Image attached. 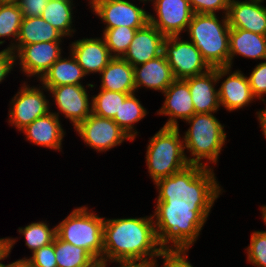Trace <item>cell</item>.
<instances>
[{"mask_svg": "<svg viewBox=\"0 0 266 267\" xmlns=\"http://www.w3.org/2000/svg\"><path fill=\"white\" fill-rule=\"evenodd\" d=\"M64 36L41 16L23 17L14 54L23 46L39 42L62 41Z\"/></svg>", "mask_w": 266, "mask_h": 267, "instance_id": "cell-25", "label": "cell"}, {"mask_svg": "<svg viewBox=\"0 0 266 267\" xmlns=\"http://www.w3.org/2000/svg\"><path fill=\"white\" fill-rule=\"evenodd\" d=\"M147 114L146 109L136 98L135 93L129 95L119 109V116H115V123L131 138L133 141L137 135V130H134V123L139 122Z\"/></svg>", "mask_w": 266, "mask_h": 267, "instance_id": "cell-29", "label": "cell"}, {"mask_svg": "<svg viewBox=\"0 0 266 267\" xmlns=\"http://www.w3.org/2000/svg\"><path fill=\"white\" fill-rule=\"evenodd\" d=\"M163 53L175 79H187L212 69L203 59L199 49L179 36H167L163 41Z\"/></svg>", "mask_w": 266, "mask_h": 267, "instance_id": "cell-8", "label": "cell"}, {"mask_svg": "<svg viewBox=\"0 0 266 267\" xmlns=\"http://www.w3.org/2000/svg\"><path fill=\"white\" fill-rule=\"evenodd\" d=\"M93 12L104 21V29H141L149 23V14L128 0H99Z\"/></svg>", "mask_w": 266, "mask_h": 267, "instance_id": "cell-12", "label": "cell"}, {"mask_svg": "<svg viewBox=\"0 0 266 267\" xmlns=\"http://www.w3.org/2000/svg\"><path fill=\"white\" fill-rule=\"evenodd\" d=\"M7 239H8V250L0 257V267H8L10 265V264H7V265L3 264L1 260L6 259L9 256L13 245L17 241L16 239L9 238V237Z\"/></svg>", "mask_w": 266, "mask_h": 267, "instance_id": "cell-42", "label": "cell"}, {"mask_svg": "<svg viewBox=\"0 0 266 267\" xmlns=\"http://www.w3.org/2000/svg\"><path fill=\"white\" fill-rule=\"evenodd\" d=\"M137 30L124 26L103 30L102 37L112 57H124Z\"/></svg>", "mask_w": 266, "mask_h": 267, "instance_id": "cell-33", "label": "cell"}, {"mask_svg": "<svg viewBox=\"0 0 266 267\" xmlns=\"http://www.w3.org/2000/svg\"><path fill=\"white\" fill-rule=\"evenodd\" d=\"M107 265H104L102 263H98L95 267H106Z\"/></svg>", "mask_w": 266, "mask_h": 267, "instance_id": "cell-49", "label": "cell"}, {"mask_svg": "<svg viewBox=\"0 0 266 267\" xmlns=\"http://www.w3.org/2000/svg\"><path fill=\"white\" fill-rule=\"evenodd\" d=\"M139 1H142V2L144 1V3H145V1H146V2H147V1H149V2L151 1V2H152V1H154V0H139Z\"/></svg>", "mask_w": 266, "mask_h": 267, "instance_id": "cell-51", "label": "cell"}, {"mask_svg": "<svg viewBox=\"0 0 266 267\" xmlns=\"http://www.w3.org/2000/svg\"><path fill=\"white\" fill-rule=\"evenodd\" d=\"M252 1H256V2H259V3H263L264 0H252Z\"/></svg>", "mask_w": 266, "mask_h": 267, "instance_id": "cell-50", "label": "cell"}, {"mask_svg": "<svg viewBox=\"0 0 266 267\" xmlns=\"http://www.w3.org/2000/svg\"><path fill=\"white\" fill-rule=\"evenodd\" d=\"M133 69L136 90L145 86L147 89L158 90L163 93L175 80L164 53L145 64L133 67Z\"/></svg>", "mask_w": 266, "mask_h": 267, "instance_id": "cell-22", "label": "cell"}, {"mask_svg": "<svg viewBox=\"0 0 266 267\" xmlns=\"http://www.w3.org/2000/svg\"><path fill=\"white\" fill-rule=\"evenodd\" d=\"M46 222L31 223L25 228L21 227L18 229L19 234L21 233L25 237V244L34 253L43 246L49 245L54 242L56 237V226L49 228Z\"/></svg>", "mask_w": 266, "mask_h": 267, "instance_id": "cell-31", "label": "cell"}, {"mask_svg": "<svg viewBox=\"0 0 266 267\" xmlns=\"http://www.w3.org/2000/svg\"><path fill=\"white\" fill-rule=\"evenodd\" d=\"M155 185L159 189L156 206L191 210H211L222 190L211 167L192 164Z\"/></svg>", "mask_w": 266, "mask_h": 267, "instance_id": "cell-2", "label": "cell"}, {"mask_svg": "<svg viewBox=\"0 0 266 267\" xmlns=\"http://www.w3.org/2000/svg\"><path fill=\"white\" fill-rule=\"evenodd\" d=\"M225 75L226 67H216L204 74L184 79L189 86L195 113H214L219 110L218 90L214 85Z\"/></svg>", "mask_w": 266, "mask_h": 267, "instance_id": "cell-14", "label": "cell"}, {"mask_svg": "<svg viewBox=\"0 0 266 267\" xmlns=\"http://www.w3.org/2000/svg\"><path fill=\"white\" fill-rule=\"evenodd\" d=\"M55 257L53 242L36 250L29 259L24 257L19 261H25L29 267H57Z\"/></svg>", "mask_w": 266, "mask_h": 267, "instance_id": "cell-35", "label": "cell"}, {"mask_svg": "<svg viewBox=\"0 0 266 267\" xmlns=\"http://www.w3.org/2000/svg\"><path fill=\"white\" fill-rule=\"evenodd\" d=\"M74 129L83 138L86 146L104 152L131 138L115 123L113 119L91 113Z\"/></svg>", "mask_w": 266, "mask_h": 267, "instance_id": "cell-9", "label": "cell"}, {"mask_svg": "<svg viewBox=\"0 0 266 267\" xmlns=\"http://www.w3.org/2000/svg\"><path fill=\"white\" fill-rule=\"evenodd\" d=\"M257 115V118L260 122V127L262 128L261 130L266 137V109L257 112Z\"/></svg>", "mask_w": 266, "mask_h": 267, "instance_id": "cell-43", "label": "cell"}, {"mask_svg": "<svg viewBox=\"0 0 266 267\" xmlns=\"http://www.w3.org/2000/svg\"><path fill=\"white\" fill-rule=\"evenodd\" d=\"M166 37L148 23L138 29L130 43L124 59L133 67L145 64L163 53V41Z\"/></svg>", "mask_w": 266, "mask_h": 267, "instance_id": "cell-18", "label": "cell"}, {"mask_svg": "<svg viewBox=\"0 0 266 267\" xmlns=\"http://www.w3.org/2000/svg\"><path fill=\"white\" fill-rule=\"evenodd\" d=\"M8 267H29V266L27 265V263L25 261L16 260V261L10 263V265Z\"/></svg>", "mask_w": 266, "mask_h": 267, "instance_id": "cell-45", "label": "cell"}, {"mask_svg": "<svg viewBox=\"0 0 266 267\" xmlns=\"http://www.w3.org/2000/svg\"><path fill=\"white\" fill-rule=\"evenodd\" d=\"M70 58L57 59L50 69L40 79L44 87H57L63 85H82L80 80L86 76L76 58L70 53Z\"/></svg>", "mask_w": 266, "mask_h": 267, "instance_id": "cell-26", "label": "cell"}, {"mask_svg": "<svg viewBox=\"0 0 266 267\" xmlns=\"http://www.w3.org/2000/svg\"><path fill=\"white\" fill-rule=\"evenodd\" d=\"M8 250V239L0 238V257Z\"/></svg>", "mask_w": 266, "mask_h": 267, "instance_id": "cell-44", "label": "cell"}, {"mask_svg": "<svg viewBox=\"0 0 266 267\" xmlns=\"http://www.w3.org/2000/svg\"><path fill=\"white\" fill-rule=\"evenodd\" d=\"M42 87L40 90V86L39 88L34 86L32 88L24 83L19 92L12 98L9 123L18 128L19 131L50 112L49 101L43 93L46 88Z\"/></svg>", "mask_w": 266, "mask_h": 267, "instance_id": "cell-10", "label": "cell"}, {"mask_svg": "<svg viewBox=\"0 0 266 267\" xmlns=\"http://www.w3.org/2000/svg\"><path fill=\"white\" fill-rule=\"evenodd\" d=\"M102 90L134 94V69L124 58L113 57L108 65L101 71Z\"/></svg>", "mask_w": 266, "mask_h": 267, "instance_id": "cell-24", "label": "cell"}, {"mask_svg": "<svg viewBox=\"0 0 266 267\" xmlns=\"http://www.w3.org/2000/svg\"><path fill=\"white\" fill-rule=\"evenodd\" d=\"M153 5L157 16L149 14V23L165 37L186 31L194 14L189 0H154Z\"/></svg>", "mask_w": 266, "mask_h": 267, "instance_id": "cell-11", "label": "cell"}, {"mask_svg": "<svg viewBox=\"0 0 266 267\" xmlns=\"http://www.w3.org/2000/svg\"><path fill=\"white\" fill-rule=\"evenodd\" d=\"M254 97L263 99L266 94V61L259 63L247 77Z\"/></svg>", "mask_w": 266, "mask_h": 267, "instance_id": "cell-36", "label": "cell"}, {"mask_svg": "<svg viewBox=\"0 0 266 267\" xmlns=\"http://www.w3.org/2000/svg\"><path fill=\"white\" fill-rule=\"evenodd\" d=\"M221 21L216 14L194 13L186 30L211 68L229 67L230 26L227 15Z\"/></svg>", "mask_w": 266, "mask_h": 267, "instance_id": "cell-4", "label": "cell"}, {"mask_svg": "<svg viewBox=\"0 0 266 267\" xmlns=\"http://www.w3.org/2000/svg\"><path fill=\"white\" fill-rule=\"evenodd\" d=\"M157 260H150L144 262H119L118 267H159Z\"/></svg>", "mask_w": 266, "mask_h": 267, "instance_id": "cell-41", "label": "cell"}, {"mask_svg": "<svg viewBox=\"0 0 266 267\" xmlns=\"http://www.w3.org/2000/svg\"><path fill=\"white\" fill-rule=\"evenodd\" d=\"M179 127H162L149 141L146 152L148 172L154 181L171 176L189 165Z\"/></svg>", "mask_w": 266, "mask_h": 267, "instance_id": "cell-6", "label": "cell"}, {"mask_svg": "<svg viewBox=\"0 0 266 267\" xmlns=\"http://www.w3.org/2000/svg\"><path fill=\"white\" fill-rule=\"evenodd\" d=\"M210 210L156 206L153 218L159 247L167 252H188L198 239ZM169 243H172L170 246ZM169 244V245H168Z\"/></svg>", "mask_w": 266, "mask_h": 267, "instance_id": "cell-3", "label": "cell"}, {"mask_svg": "<svg viewBox=\"0 0 266 267\" xmlns=\"http://www.w3.org/2000/svg\"><path fill=\"white\" fill-rule=\"evenodd\" d=\"M18 0H0V5L15 4Z\"/></svg>", "mask_w": 266, "mask_h": 267, "instance_id": "cell-46", "label": "cell"}, {"mask_svg": "<svg viewBox=\"0 0 266 267\" xmlns=\"http://www.w3.org/2000/svg\"><path fill=\"white\" fill-rule=\"evenodd\" d=\"M72 0H49L41 17L64 37L72 36Z\"/></svg>", "mask_w": 266, "mask_h": 267, "instance_id": "cell-28", "label": "cell"}, {"mask_svg": "<svg viewBox=\"0 0 266 267\" xmlns=\"http://www.w3.org/2000/svg\"><path fill=\"white\" fill-rule=\"evenodd\" d=\"M61 41L39 42L23 45L15 58L20 61L22 72L29 76H37L40 80L61 55Z\"/></svg>", "mask_w": 266, "mask_h": 267, "instance_id": "cell-13", "label": "cell"}, {"mask_svg": "<svg viewBox=\"0 0 266 267\" xmlns=\"http://www.w3.org/2000/svg\"><path fill=\"white\" fill-rule=\"evenodd\" d=\"M49 0H18L23 17L41 16Z\"/></svg>", "mask_w": 266, "mask_h": 267, "instance_id": "cell-38", "label": "cell"}, {"mask_svg": "<svg viewBox=\"0 0 266 267\" xmlns=\"http://www.w3.org/2000/svg\"><path fill=\"white\" fill-rule=\"evenodd\" d=\"M230 70L231 67H226V74L229 76L220 85L218 96L220 106L222 105L228 111H235L248 106L256 98L252 93L248 78L239 70L233 73Z\"/></svg>", "mask_w": 266, "mask_h": 267, "instance_id": "cell-21", "label": "cell"}, {"mask_svg": "<svg viewBox=\"0 0 266 267\" xmlns=\"http://www.w3.org/2000/svg\"><path fill=\"white\" fill-rule=\"evenodd\" d=\"M104 219L86 206L78 207L56 225V235L65 242L84 248L102 263Z\"/></svg>", "mask_w": 266, "mask_h": 267, "instance_id": "cell-7", "label": "cell"}, {"mask_svg": "<svg viewBox=\"0 0 266 267\" xmlns=\"http://www.w3.org/2000/svg\"><path fill=\"white\" fill-rule=\"evenodd\" d=\"M154 218L104 219L102 264L144 262L163 257L158 247Z\"/></svg>", "mask_w": 266, "mask_h": 267, "instance_id": "cell-1", "label": "cell"}, {"mask_svg": "<svg viewBox=\"0 0 266 267\" xmlns=\"http://www.w3.org/2000/svg\"><path fill=\"white\" fill-rule=\"evenodd\" d=\"M71 53L86 75L101 73L113 58L102 38H83L73 42Z\"/></svg>", "mask_w": 266, "mask_h": 267, "instance_id": "cell-19", "label": "cell"}, {"mask_svg": "<svg viewBox=\"0 0 266 267\" xmlns=\"http://www.w3.org/2000/svg\"><path fill=\"white\" fill-rule=\"evenodd\" d=\"M187 252H167L163 255V267H193L188 261Z\"/></svg>", "mask_w": 266, "mask_h": 267, "instance_id": "cell-39", "label": "cell"}, {"mask_svg": "<svg viewBox=\"0 0 266 267\" xmlns=\"http://www.w3.org/2000/svg\"><path fill=\"white\" fill-rule=\"evenodd\" d=\"M53 95L58 111L70 119L74 128L84 121L91 113L89 95L83 85H63L45 87Z\"/></svg>", "mask_w": 266, "mask_h": 267, "instance_id": "cell-15", "label": "cell"}, {"mask_svg": "<svg viewBox=\"0 0 266 267\" xmlns=\"http://www.w3.org/2000/svg\"><path fill=\"white\" fill-rule=\"evenodd\" d=\"M227 19L230 28L266 36V7L252 0H230Z\"/></svg>", "mask_w": 266, "mask_h": 267, "instance_id": "cell-17", "label": "cell"}, {"mask_svg": "<svg viewBox=\"0 0 266 267\" xmlns=\"http://www.w3.org/2000/svg\"><path fill=\"white\" fill-rule=\"evenodd\" d=\"M98 1L99 0H89V3L91 5L90 7H91L92 10L96 7Z\"/></svg>", "mask_w": 266, "mask_h": 267, "instance_id": "cell-48", "label": "cell"}, {"mask_svg": "<svg viewBox=\"0 0 266 267\" xmlns=\"http://www.w3.org/2000/svg\"><path fill=\"white\" fill-rule=\"evenodd\" d=\"M23 13L17 3L0 5V38L14 36L8 49L12 50L19 35ZM13 42V43H12Z\"/></svg>", "mask_w": 266, "mask_h": 267, "instance_id": "cell-32", "label": "cell"}, {"mask_svg": "<svg viewBox=\"0 0 266 267\" xmlns=\"http://www.w3.org/2000/svg\"><path fill=\"white\" fill-rule=\"evenodd\" d=\"M185 121L191 125L182 137L184 149L187 148L193 157H186L188 163L210 168L203 164L201 159H207L214 164L218 162L219 153L227 137L224 126L213 113H195Z\"/></svg>", "mask_w": 266, "mask_h": 267, "instance_id": "cell-5", "label": "cell"}, {"mask_svg": "<svg viewBox=\"0 0 266 267\" xmlns=\"http://www.w3.org/2000/svg\"><path fill=\"white\" fill-rule=\"evenodd\" d=\"M262 219L266 224V205L261 207Z\"/></svg>", "mask_w": 266, "mask_h": 267, "instance_id": "cell-47", "label": "cell"}, {"mask_svg": "<svg viewBox=\"0 0 266 267\" xmlns=\"http://www.w3.org/2000/svg\"><path fill=\"white\" fill-rule=\"evenodd\" d=\"M163 93L164 105L157 114L169 116L164 127H179L178 119L187 120L195 114L189 86L184 79H175Z\"/></svg>", "mask_w": 266, "mask_h": 267, "instance_id": "cell-16", "label": "cell"}, {"mask_svg": "<svg viewBox=\"0 0 266 267\" xmlns=\"http://www.w3.org/2000/svg\"><path fill=\"white\" fill-rule=\"evenodd\" d=\"M230 0H189L193 13L215 14L216 11H224L227 15Z\"/></svg>", "mask_w": 266, "mask_h": 267, "instance_id": "cell-37", "label": "cell"}, {"mask_svg": "<svg viewBox=\"0 0 266 267\" xmlns=\"http://www.w3.org/2000/svg\"><path fill=\"white\" fill-rule=\"evenodd\" d=\"M236 54L255 60H266V36L244 29L230 28L229 67H232V60Z\"/></svg>", "mask_w": 266, "mask_h": 267, "instance_id": "cell-23", "label": "cell"}, {"mask_svg": "<svg viewBox=\"0 0 266 267\" xmlns=\"http://www.w3.org/2000/svg\"><path fill=\"white\" fill-rule=\"evenodd\" d=\"M16 63L15 54L12 50L5 48L0 51V83L6 78Z\"/></svg>", "mask_w": 266, "mask_h": 267, "instance_id": "cell-40", "label": "cell"}, {"mask_svg": "<svg viewBox=\"0 0 266 267\" xmlns=\"http://www.w3.org/2000/svg\"><path fill=\"white\" fill-rule=\"evenodd\" d=\"M54 251L57 267H95L99 262L84 248L54 239Z\"/></svg>", "mask_w": 266, "mask_h": 267, "instance_id": "cell-27", "label": "cell"}, {"mask_svg": "<svg viewBox=\"0 0 266 267\" xmlns=\"http://www.w3.org/2000/svg\"><path fill=\"white\" fill-rule=\"evenodd\" d=\"M129 95L128 93L101 89L100 92L91 99L92 113L100 117L113 119L115 116H119L121 103H123Z\"/></svg>", "mask_w": 266, "mask_h": 267, "instance_id": "cell-30", "label": "cell"}, {"mask_svg": "<svg viewBox=\"0 0 266 267\" xmlns=\"http://www.w3.org/2000/svg\"><path fill=\"white\" fill-rule=\"evenodd\" d=\"M24 132L26 139L31 143L52 150L61 149L62 140L65 132L60 124L59 112H49L48 114L37 118L31 124L27 125L21 132Z\"/></svg>", "mask_w": 266, "mask_h": 267, "instance_id": "cell-20", "label": "cell"}, {"mask_svg": "<svg viewBox=\"0 0 266 267\" xmlns=\"http://www.w3.org/2000/svg\"><path fill=\"white\" fill-rule=\"evenodd\" d=\"M247 250V261L257 267H266V231H254Z\"/></svg>", "mask_w": 266, "mask_h": 267, "instance_id": "cell-34", "label": "cell"}]
</instances>
